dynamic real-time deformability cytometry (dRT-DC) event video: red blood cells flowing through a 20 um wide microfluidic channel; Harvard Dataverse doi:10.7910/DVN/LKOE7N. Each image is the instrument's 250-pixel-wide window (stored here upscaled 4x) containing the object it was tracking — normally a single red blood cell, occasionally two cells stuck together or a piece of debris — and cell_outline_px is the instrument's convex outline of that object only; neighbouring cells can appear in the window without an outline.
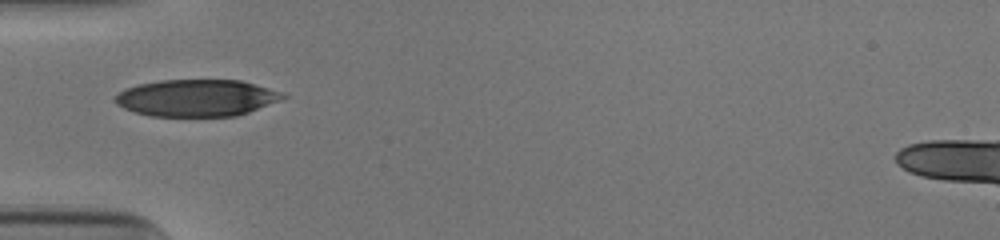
{"species": "human", "species_latin": "Homo sapiens", "temperature_condition": "cold", "stored_images_in_passage": 30, "camera_frame_rate_fps": 3000, "um_per_image_px": 0.085, "donor": {"sex": "male"}, "frame": {"image": 1, "passage_image": 1, "time_ms": 0.0, "image_size_px": [1000, 240], "cell_outline_px": [[288, 96], [280, 100], [248, 112], [236, 116], [148, 116], [124, 108], [116, 104], [116, 96], [124, 88], [140, 84], [160, 80], [240, 80], [284, 92]], "centroid_in_image_um": [16.73, 8.32], "position_along_channel_um": 68.3, "area_um2": 35.95}}
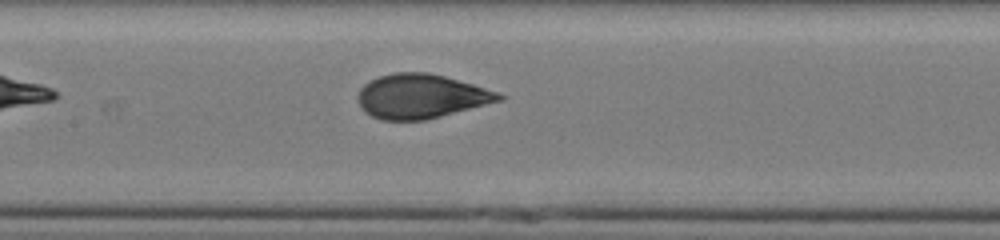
{"frame": {"image": 2, "passage_image": 9, "time_ms": 2.667, "image_size_px": [1000, 240], "cell_outline_px": [[504, 100], [424, 120], [380, 120], [364, 112], [356, 96], [360, 88], [368, 80], [392, 72], [428, 72], [444, 76], [472, 84], [496, 92], [504, 96]], "centroid_in_image_um": [35.74, 8.18], "position_along_channel_um": 171.7, "area_um2": 36.3}}
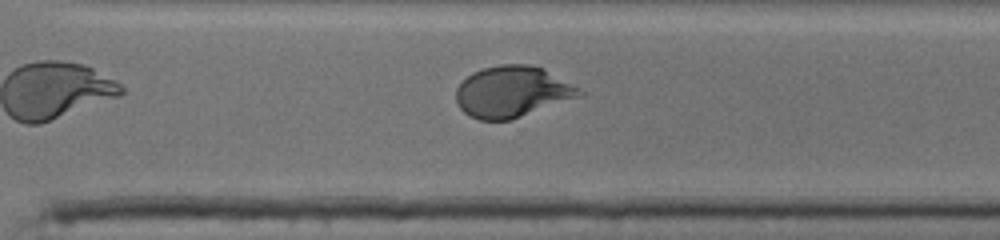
{"frame": {"image": 3, "passage_image": 21, "time_ms": 6.667, "image_size_px": [1000, 240], "cell_outline_px": [[584, 96], [512, 120], [480, 120], [468, 116], [460, 108], [456, 100], [456, 88], [472, 72], [484, 68], [500, 64], [528, 64], [544, 68], [580, 88], [584, 92]], "centroid_in_image_um": [43.58, 7.81], "position_along_channel_um": 327.0, "area_um2": 37.22}, "authors_computed_cell_mechanics": {"area_um2": 36.5296, "velocity_mm_per_s": 3.8902, "shape_relaxation_time_tau1_ms": 4.2353, "shape_relaxation_time_tau2_ms": null, "deformation_change_tau1": 0.1782, "deformation_change_tau2": null}}